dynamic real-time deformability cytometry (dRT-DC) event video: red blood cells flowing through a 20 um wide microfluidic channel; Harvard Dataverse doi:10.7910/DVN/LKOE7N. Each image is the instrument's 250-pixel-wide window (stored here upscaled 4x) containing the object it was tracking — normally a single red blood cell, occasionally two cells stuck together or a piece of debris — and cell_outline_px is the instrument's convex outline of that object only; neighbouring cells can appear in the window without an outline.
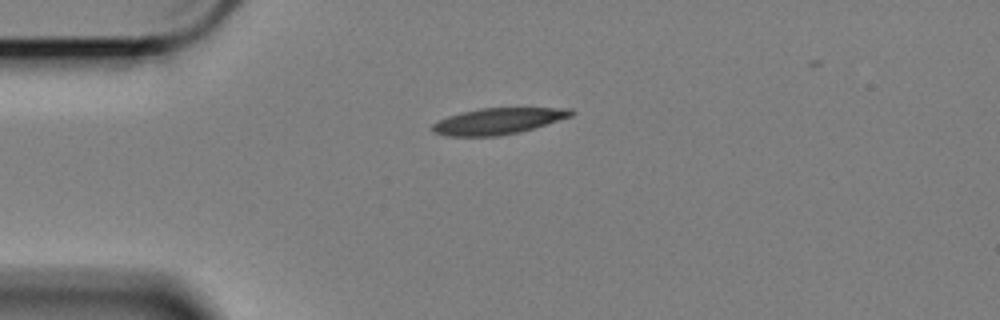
{"species": "Egyptian fruit bat (a non-hibernating species)", "species_latin": "Rousettus aegyptiacus", "temperature_condition": "cold", "stored_images_in_passage": 43, "camera_frame_rate_fps": 3000, "um_per_image_px": 0.085, "animal": {"sex": "female"}, "frame": {"image": 1, "passage_image": 1, "time_ms": 0.0, "image_size_px": [1000, 320], "cell_outline_px": [[576, 112], [572, 116], [520, 132], [496, 136], [444, 136], [436, 132], [432, 128], [432, 124], [448, 116], [460, 112], [480, 108], [572, 108]], "centroid_in_image_um": [42.36, 10.29], "position_along_channel_um": 42.6, "area_um2": 21.1}}
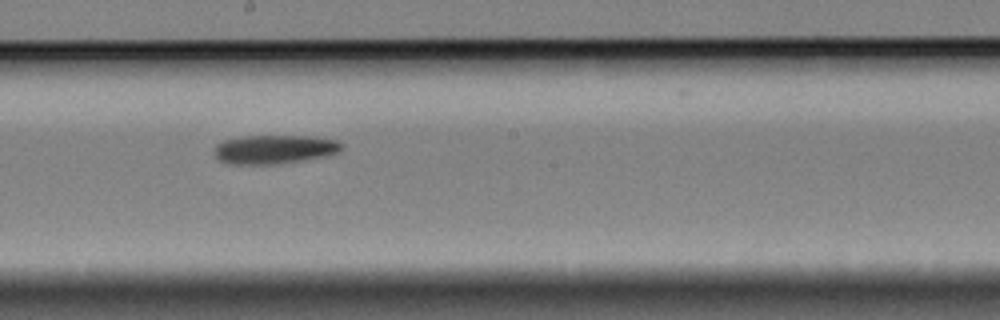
{"frame": {"image": 2, "passage_image": 19, "time_ms": 6.0, "image_size_px": [1000, 320], "cell_outline_px": [[344, 148], [340, 152], [328, 156], [304, 160], [276, 164], [228, 164], [220, 160], [216, 156], [216, 144], [224, 140], [240, 136], [312, 136], [336, 140], [344, 144]], "centroid_in_image_um": [23.39, 12.69], "position_along_channel_um": 224.8, "area_um2": 21.62}}
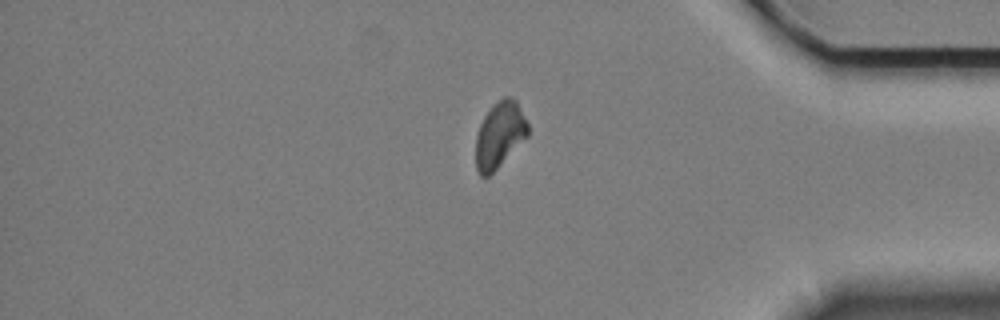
{"frame": {"image": 3, "passage_image": 36, "time_ms": 11.667, "image_size_px": [1000, 320], "cell_outline_px": [[528, 136], [488, 176], [480, 176], [476, 168], [476, 136], [480, 124], [484, 116], [492, 104], [504, 96], [508, 96], [516, 100], [528, 124]], "centroid_in_image_um": [42.46, 11.43], "position_along_channel_um": 392.7, "area_um2": 19.83}, "authors_computed_cell_mechanics": {"area_um2": 21.3282, "velocity_mm_per_s": 3.382, "shape_relaxation_time_tau1_ms": 6.4689, "shape_relaxation_time_tau2_ms": null, "deformation_change_tau1": 0.1492, "deformation_change_tau2": null}}